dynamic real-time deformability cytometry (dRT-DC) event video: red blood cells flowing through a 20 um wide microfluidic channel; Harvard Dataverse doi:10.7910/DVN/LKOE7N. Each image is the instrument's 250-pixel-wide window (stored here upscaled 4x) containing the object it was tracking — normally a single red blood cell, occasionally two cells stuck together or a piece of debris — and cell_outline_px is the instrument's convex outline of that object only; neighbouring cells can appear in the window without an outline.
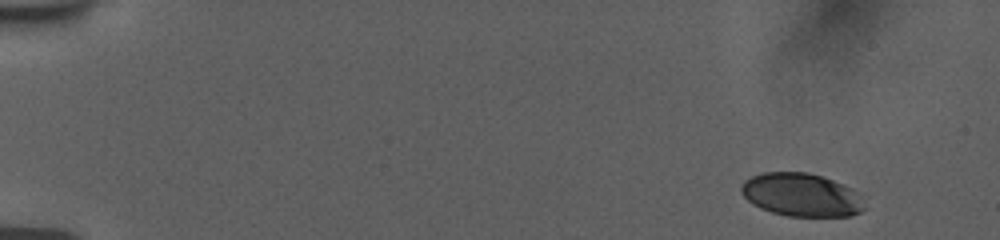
{"species": "human", "species_latin": "Homo sapiens", "temperature_condition": "room temperature", "stored_images_in_passage": 52, "camera_frame_rate_fps": 3000, "um_per_image_px": 0.085, "donor": {"sex": "female"}, "frame": {"image": 1, "passage_image": 1, "time_ms": 0.0, "image_size_px": [1000, 240], "cell_outline_px": [[864, 208], [860, 212], [848, 216], [788, 216], [772, 212], [760, 208], [752, 204], [740, 192], [740, 188], [744, 180], [752, 176], [764, 172], [808, 172], [832, 180], [852, 188]], "centroid_in_image_um": [68.04, 16.56], "position_along_channel_um": 17.0, "area_um2": 30.63}}
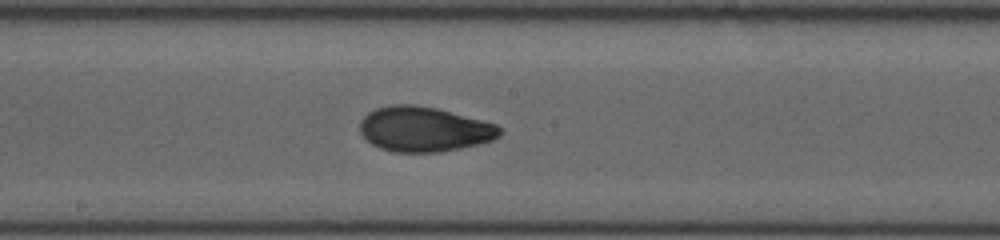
{"frame": {"image": 2, "passage_image": 28, "time_ms": 9.0, "image_size_px": [1000, 240], "cell_outline_px": [[500, 136], [492, 140], [480, 144], [440, 152], [392, 152], [380, 148], [372, 144], [360, 132], [360, 120], [368, 112], [376, 108], [392, 104], [412, 104], [436, 108], [496, 124], [500, 128]], "centroid_in_image_um": [36.02, 10.98], "position_along_channel_um": 212.2, "area_um2": 36.53}}
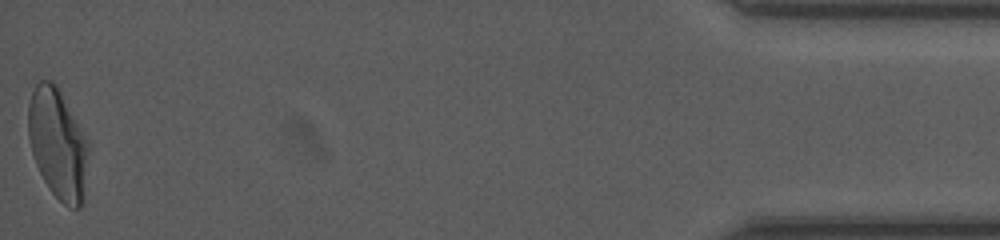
{"frame": {"image": 3, "passage_image": 52, "time_ms": 17.0, "image_size_px": [1000, 240], "cell_outline_px": [[88, 152], [84, 200], [80, 208], [72, 208], [64, 204], [48, 188], [36, 164], [32, 152], [28, 136], [28, 104], [32, 92], [36, 84], [40, 80], [52, 80], [56, 84], [88, 140]], "centroid_in_image_um": [4.91, 12.22], "position_along_channel_um": 430.3, "area_um2": 38.61}, "authors_computed_cell_mechanics": {"area_um2": 35.3158, "velocity_mm_per_s": 3.7688, "shape_relaxation_time_tau1_ms": 4.169, "shape_relaxation_time_tau2_ms": 1.4725, "deformation_change_tau1": 0.1695, "deformation_change_tau2": 0.0601}}